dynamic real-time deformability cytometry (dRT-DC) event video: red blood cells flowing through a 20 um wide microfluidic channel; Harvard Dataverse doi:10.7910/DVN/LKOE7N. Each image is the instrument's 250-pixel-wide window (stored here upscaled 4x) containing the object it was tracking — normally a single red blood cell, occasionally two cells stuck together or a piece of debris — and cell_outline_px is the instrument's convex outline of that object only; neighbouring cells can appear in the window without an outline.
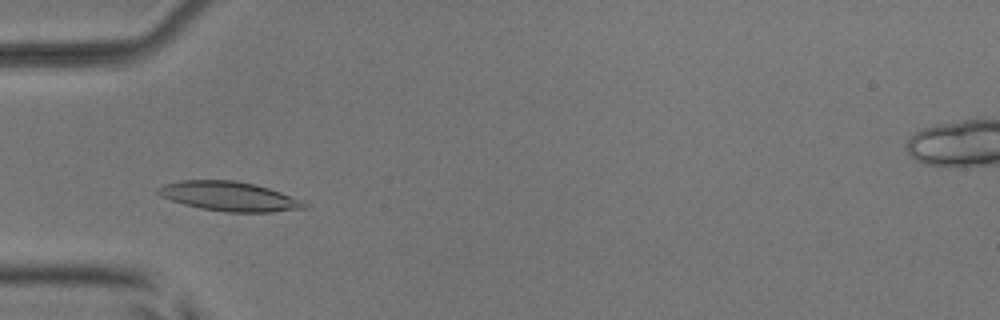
{"species": "common noctule bat (a hibernating species)", "species_latin": "Nyctalus noctula", "temperature_condition": "room temperature", "stored_images_in_passage": 48, "camera_frame_rate_fps": 3000, "um_per_image_px": 0.085, "animal": {"sex": "male", "body_mass_g": 17.9, "forearm_length_mm": 54.2}, "frame": {"image": 1, "passage_image": 12, "time_ms": 3.667, "image_size_px": [1000, 320], "cell_outline_px": [[308, 208], [272, 212], [224, 212], [200, 208], [184, 204], [160, 196], [156, 192], [156, 188], [164, 184], [184, 180], [236, 180], [256, 184], [304, 200], [308, 204]], "centroid_in_image_um": [19.51, 16.69], "position_along_channel_um": 65.5, "area_um2": 25.26}}
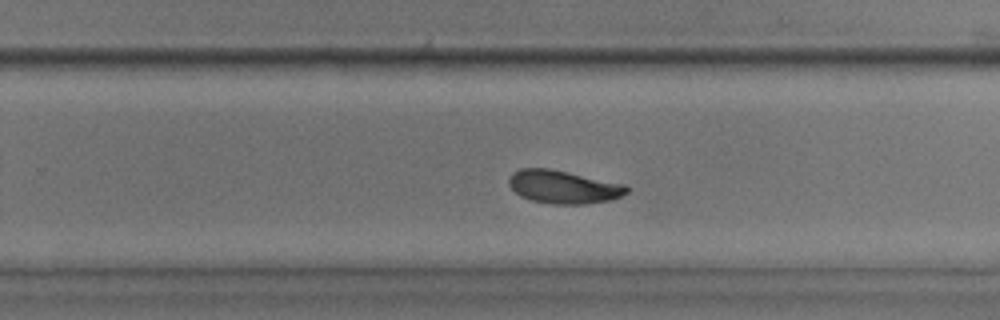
{"frame": {"image": 2, "passage_image": 29, "time_ms": 9.333, "image_size_px": [1000, 320], "cell_outline_px": [[628, 192], [620, 196], [608, 200], [584, 204], [552, 204], [532, 200], [520, 196], [508, 184], [508, 176], [512, 172], [520, 168], [552, 168], [624, 184], [628, 188]], "centroid_in_image_um": [47.84, 15.87], "position_along_channel_um": 282.0, "area_um2": 22.77}}
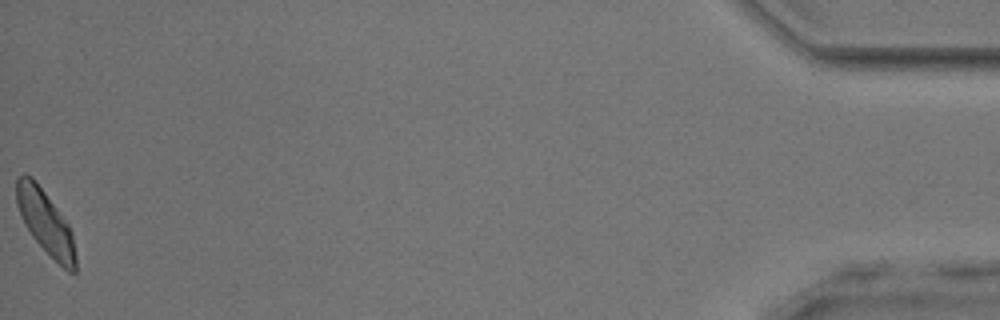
{"frame": {"image": 3, "passage_image": 48, "time_ms": 15.667, "image_size_px": [1000, 320], "cell_outline_px": [[76, 272], [68, 272], [32, 236], [24, 224], [16, 204], [16, 176], [24, 172], [32, 176], [36, 180], [68, 224], [72, 232], [76, 256]], "centroid_in_image_um": [3.84, 18.83], "position_along_channel_um": 431.4, "area_um2": 21.85}, "authors_computed_cell_mechanics": {"area_um2": 22.7732, "velocity_mm_per_s": 3.8722, "shape_relaxation_time_tau1_ms": 2.8224, "shape_relaxation_time_tau2_ms": 2.504, "deformation_change_tau1": 0.1238, "deformation_change_tau2": 0.0726}}